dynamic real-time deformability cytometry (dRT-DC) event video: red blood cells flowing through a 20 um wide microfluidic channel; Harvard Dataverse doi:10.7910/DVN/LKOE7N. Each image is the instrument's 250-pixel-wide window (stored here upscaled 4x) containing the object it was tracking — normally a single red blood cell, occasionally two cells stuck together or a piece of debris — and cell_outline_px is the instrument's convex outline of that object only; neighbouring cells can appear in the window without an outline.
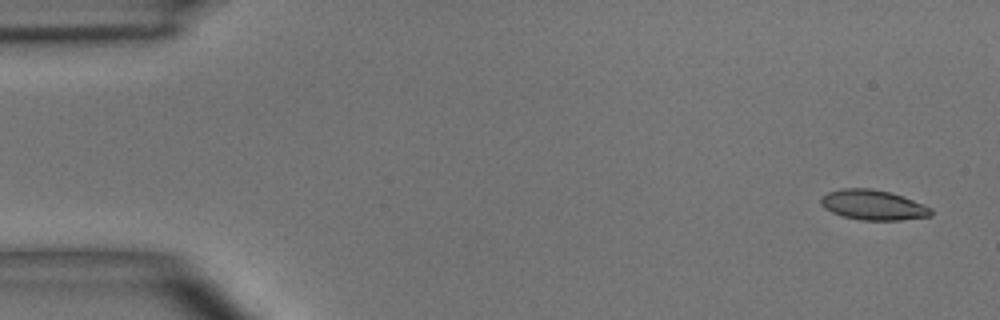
{"species": "common noctule bat (a hibernating species)", "species_latin": "Nyctalus noctula", "temperature_condition": "room temperature", "stored_images_in_passage": 5, "camera_frame_rate_fps": 3000, "um_per_image_px": 0.085, "animal": {"sex": "male", "body_mass_g": 15.6}, "frame": {"image": 1, "passage_image": 1, "time_ms": 0.0, "image_size_px": [1000, 320], "cell_outline_px": [[932, 216], [900, 220], [860, 220], [844, 216], [832, 212], [824, 208], [820, 204], [820, 200], [828, 192], [844, 188], [868, 188], [888, 192], [912, 200], [932, 208]], "centroid_in_image_um": [74.21, 17.43], "position_along_channel_um": 10.8, "area_um2": 19.02}}
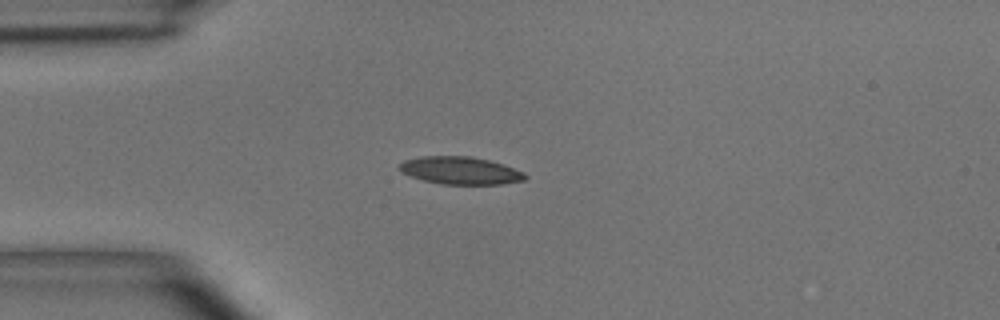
{"frame": {"image": 2, "passage_image": 4, "time_ms": 3.667, "image_size_px": [1000, 320], "cell_outline_px": [[528, 176], [524, 180], [500, 184], [440, 184], [424, 180], [400, 172], [400, 164], [404, 160], [424, 156], [468, 156], [488, 160], [524, 172]], "centroid_in_image_um": [39.12, 14.5], "position_along_channel_um": 45.9, "area_um2": 19.88}}